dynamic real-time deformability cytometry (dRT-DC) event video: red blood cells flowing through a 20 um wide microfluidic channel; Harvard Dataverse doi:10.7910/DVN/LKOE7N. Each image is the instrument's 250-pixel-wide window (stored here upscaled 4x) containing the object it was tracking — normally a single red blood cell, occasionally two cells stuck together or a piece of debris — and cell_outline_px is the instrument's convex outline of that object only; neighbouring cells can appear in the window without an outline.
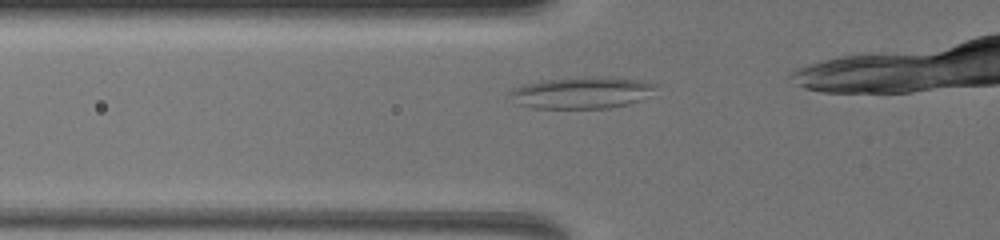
{"species": "common noctule bat (a hibernating species)", "species_latin": "Nyctalus noctula", "temperature_condition": "warm", "stored_images_in_passage": 44, "camera_frame_rate_fps": 3000, "um_per_image_px": 0.085, "animal": {"sex": "female", "body_mass_g": 19.5, "forearm_length_mm": 54.1}, "frame": {"image": 1, "passage_image": 4, "time_ms": 0.667, "image_size_px": [1000, 240], "cell_outline_px": [[660, 84], [640, 100], [628, 104], [608, 108], [532, 108], [520, 104], [508, 92], [516, 88], [528, 84], [552, 80], [580, 76], [604, 76], [636, 80]], "centroid_in_image_um": [49.51, 7.87], "position_along_channel_um": 76.3, "area_um2": 26.36}}
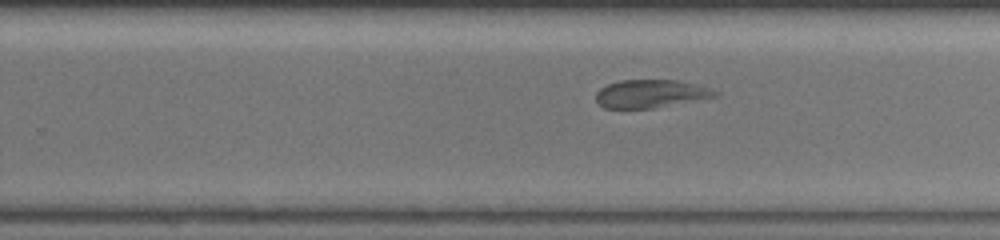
{"frame": {"image": 2, "passage_image": 27, "time_ms": 5.667, "image_size_px": [1000, 240], "cell_outline_px": [[720, 96], [652, 108], [604, 108], [596, 100], [596, 92], [600, 88], [608, 84], [620, 80], [676, 80], [696, 84], [708, 88], [716, 92]], "centroid_in_image_um": [55.29, 7.96], "position_along_channel_um": 274.5, "area_um2": 19.31}}
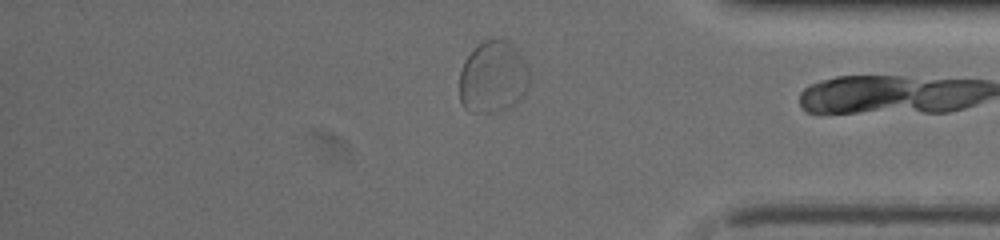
{"frame": {"image": 3, "passage_image": 42, "time_ms": 9.0, "image_size_px": [1000, 240], "cell_outline_px": [[532, 80], [520, 100], [516, 104], [508, 108], [492, 112], [472, 112], [464, 108], [460, 100], [460, 72], [464, 60], [484, 40], [492, 36], [496, 36], [512, 44], [516, 48], [528, 64]], "centroid_in_image_um": [41.95, 6.53], "position_along_channel_um": 393.2, "area_um2": 29.88}}